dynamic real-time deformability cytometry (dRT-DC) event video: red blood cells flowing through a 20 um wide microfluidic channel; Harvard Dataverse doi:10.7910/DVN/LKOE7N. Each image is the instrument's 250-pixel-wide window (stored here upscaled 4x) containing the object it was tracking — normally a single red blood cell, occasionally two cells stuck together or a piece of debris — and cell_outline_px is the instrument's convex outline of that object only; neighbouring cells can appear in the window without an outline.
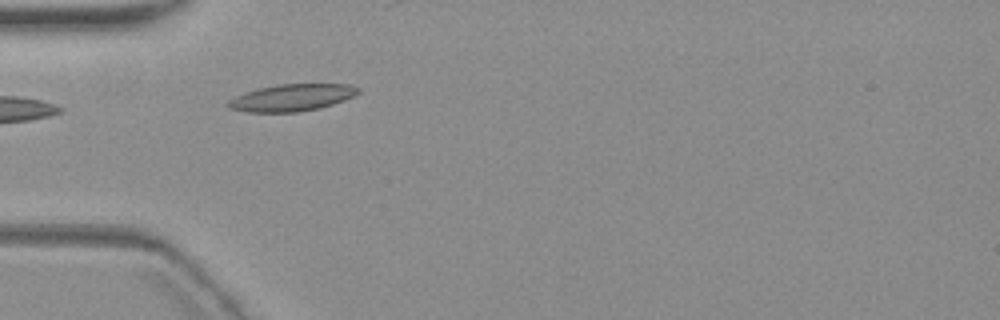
{"species": "common noctule bat (a hibernating species)", "species_latin": "Nyctalus noctula", "temperature_condition": "warm", "stored_images_in_passage": 6, "camera_frame_rate_fps": 3000, "um_per_image_px": 0.085, "animal": {"sex": "female", "body_mass_g": 19.3, "forearm_length_mm": 54.1}, "frame": {"image": 1, "passage_image": 4, "time_ms": 6.0, "image_size_px": [1000, 320], "cell_outline_px": [[360, 92], [356, 96], [320, 108], [296, 112], [248, 112], [228, 108], [224, 104], [228, 100], [244, 92], [276, 84], [348, 84], [360, 88]], "centroid_in_image_um": [24.8, 8.3], "position_along_channel_um": 60.2, "area_um2": 20.58}}
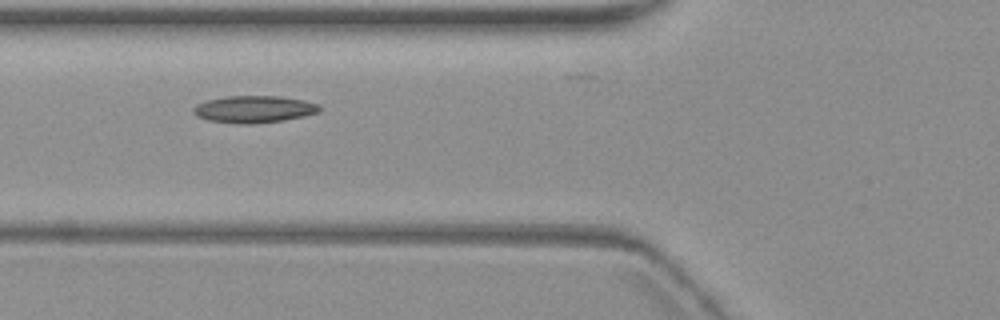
{"frame": {"image": 2, "passage_image": 5, "time_ms": 7.333, "image_size_px": [1000, 320], "cell_outline_px": [[324, 108], [320, 112], [304, 116], [284, 120], [248, 124], [240, 124], [208, 120], [196, 116], [192, 112], [192, 108], [196, 104], [208, 100], [224, 96], [280, 96], [304, 100], [320, 104]], "centroid_in_image_um": [21.62, 9.28], "position_along_channel_um": 104.2, "area_um2": 20.11}}
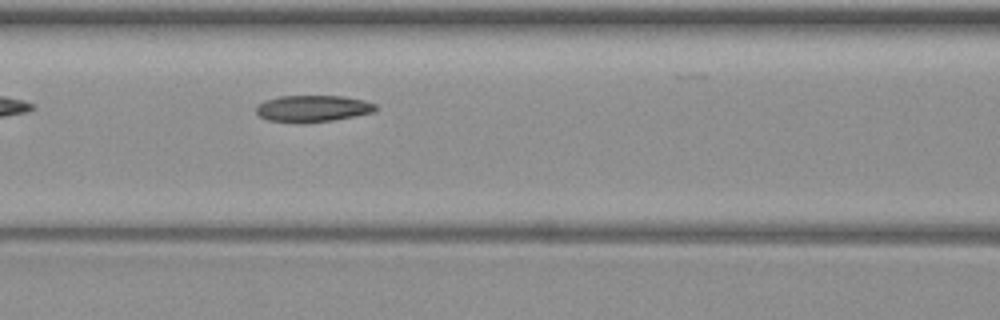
{"frame": {"image": 3, "passage_image": 6, "time_ms": 8.333, "image_size_px": [1000, 320], "cell_outline_px": [[376, 112], [356, 116], [332, 120], [304, 124], [268, 120], [260, 116], [256, 112], [256, 108], [264, 100], [280, 96], [340, 96], [364, 100], [376, 104]], "centroid_in_image_um": [26.6, 9.24], "position_along_channel_um": 140.0, "area_um2": 18.67}}